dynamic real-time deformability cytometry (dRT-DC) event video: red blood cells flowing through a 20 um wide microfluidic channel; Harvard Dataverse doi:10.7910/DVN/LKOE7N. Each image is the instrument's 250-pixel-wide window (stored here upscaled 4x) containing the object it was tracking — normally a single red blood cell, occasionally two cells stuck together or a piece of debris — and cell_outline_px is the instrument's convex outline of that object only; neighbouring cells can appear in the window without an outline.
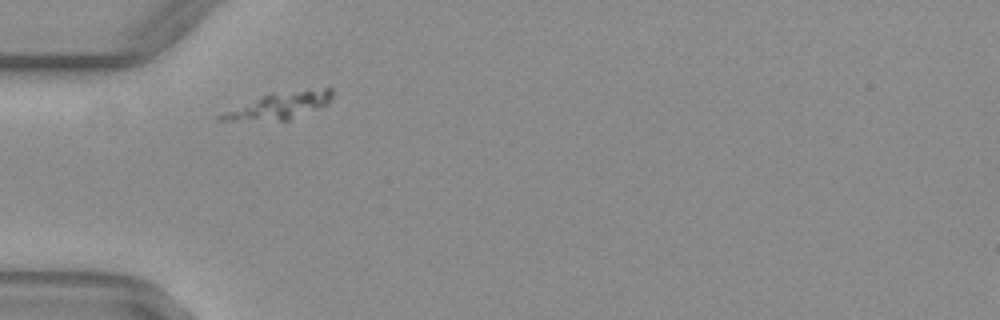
{"species": "common noctule bat (a hibernating species)", "species_latin": "Nyctalus noctula", "temperature_condition": "warm", "stored_images_in_passage": 37, "camera_frame_rate_fps": 3000, "um_per_image_px": 0.085, "animal": {"sex": "female", "body_mass_g": 29.2, "forearm_length_mm": 56.3}, "frame": {"image": 1, "passage_image": 1, "time_ms": 0.0, "image_size_px": [1000, 320], "cell_outline_px": [[332, 100], [328, 104], [288, 120], [220, 120], [216, 116], [224, 112], [272, 92], [324, 88], [332, 88]], "centroid_in_image_um": [23.81, 8.96], "position_along_channel_um": 61.2, "area_um2": 16.82}}